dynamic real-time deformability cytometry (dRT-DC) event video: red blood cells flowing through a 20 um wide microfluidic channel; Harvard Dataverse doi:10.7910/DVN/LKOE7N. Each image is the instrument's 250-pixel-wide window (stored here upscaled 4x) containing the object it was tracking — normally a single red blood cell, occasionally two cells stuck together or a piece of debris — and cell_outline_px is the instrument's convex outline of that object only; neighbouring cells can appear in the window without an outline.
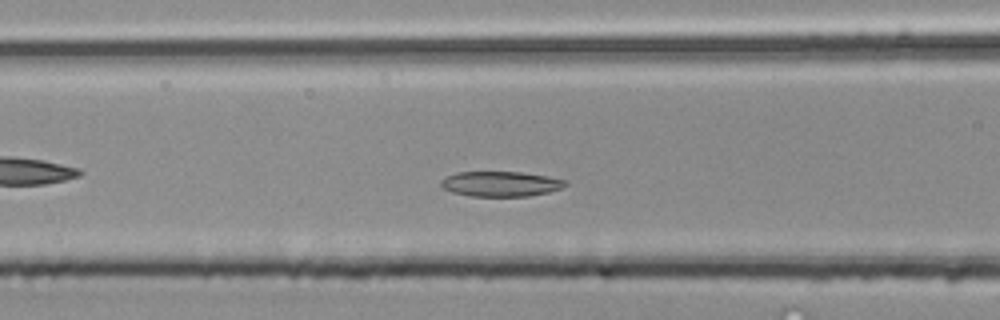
{"species": "common noctule bat (a hibernating species)", "species_latin": "Nyctalus noctula", "temperature_condition": "room temperature", "stored_images_in_passage": 44, "camera_frame_rate_fps": 3000, "um_per_image_px": 0.085, "animal": {"sex": "male", "body_mass_g": 20.4}, "frame": {"image": 1, "passage_image": 14, "time_ms": 4.333, "image_size_px": [1000, 320], "cell_outline_px": [[568, 184], [560, 188], [548, 192], [528, 196], [472, 196], [452, 192], [440, 188], [440, 180], [456, 172], [520, 172], [548, 176], [568, 180]], "centroid_in_image_um": [42.55, 15.63], "position_along_channel_um": 124.1, "area_um2": 18.26}}
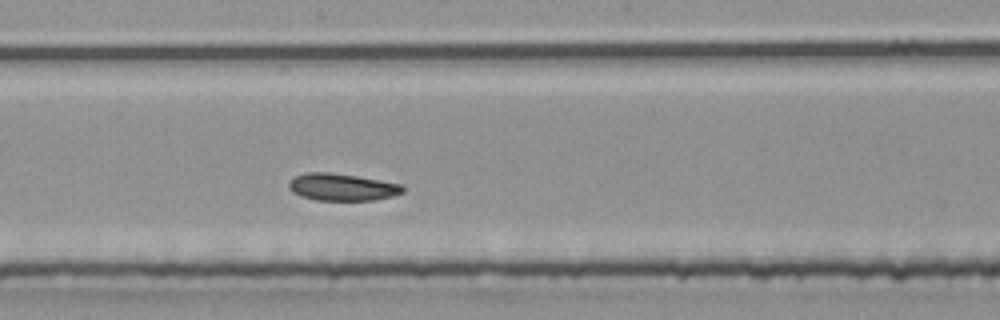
{"frame": {"image": 2, "passage_image": 21, "time_ms": 6.667, "image_size_px": [1000, 320], "cell_outline_px": [[404, 192], [392, 196], [372, 200], [316, 200], [300, 196], [292, 192], [288, 188], [288, 184], [296, 176], [308, 172], [328, 172], [356, 176], [404, 184]], "centroid_in_image_um": [29.09, 15.9], "position_along_channel_um": 219.1, "area_um2": 17.98}}
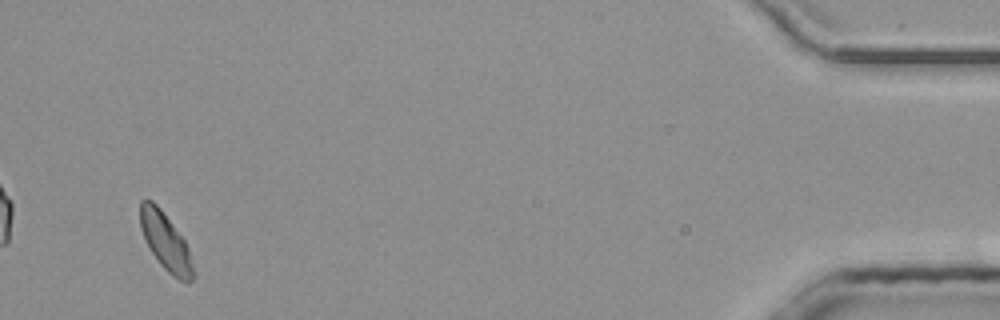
{"frame": {"image": 3, "passage_image": 42, "time_ms": 13.667, "image_size_px": [1000, 320], "cell_outline_px": [[196, 276], [188, 284], [172, 276], [160, 264], [152, 252], [140, 228], [140, 200], [152, 200], [160, 208], [184, 240], [188, 248]], "centroid_in_image_um": [14.1, 20.58], "position_along_channel_um": 421.1, "area_um2": 17.51}}